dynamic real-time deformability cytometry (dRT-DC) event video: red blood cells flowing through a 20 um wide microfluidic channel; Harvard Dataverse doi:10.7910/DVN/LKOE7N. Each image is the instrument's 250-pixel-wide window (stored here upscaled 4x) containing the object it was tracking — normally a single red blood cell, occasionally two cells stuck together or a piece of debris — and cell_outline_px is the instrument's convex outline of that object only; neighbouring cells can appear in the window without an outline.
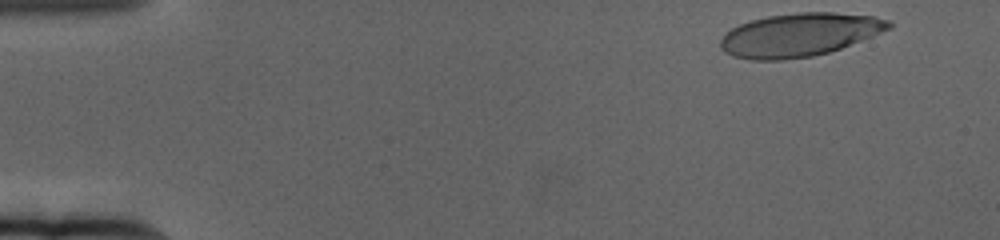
{"species": "human", "species_latin": "Homo sapiens", "temperature_condition": "cold", "stored_images_in_passage": 51, "camera_frame_rate_fps": 3000, "um_per_image_px": 0.085, "donor": {"sex": "female"}, "frame": {"image": 1, "passage_image": 2, "time_ms": 0.333, "image_size_px": [1000, 240], "cell_outline_px": [[892, 28], [872, 36], [840, 48], [828, 52], [812, 56], [780, 60], [748, 60], [732, 56], [724, 52], [720, 48], [720, 40], [732, 28], [740, 24], [752, 20], [768, 16], [800, 12], [832, 12], [872, 16], [888, 20], [892, 24]], "centroid_in_image_um": [67.93, 2.96], "position_along_channel_um": 17.1, "area_um2": 42.25}}
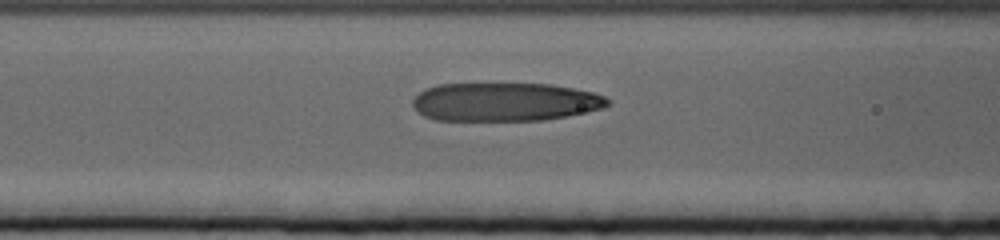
{"frame": {"image": 2, "passage_image": 22, "time_ms": 7.0, "image_size_px": [1000, 240], "cell_outline_px": [[612, 104], [604, 108], [544, 120], [436, 120], [424, 116], [412, 104], [412, 100], [424, 88], [436, 84], [552, 84], [592, 92], [604, 96], [612, 100]], "centroid_in_image_um": [42.94, 8.66], "position_along_channel_um": 123.7, "area_um2": 43.7}}
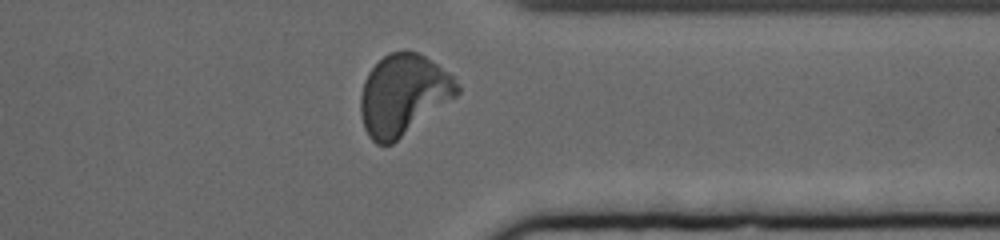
{"frame": {"image": 3, "passage_image": 45, "time_ms": 14.667, "image_size_px": [1000, 240], "cell_outline_px": [[460, 92], [456, 96], [392, 144], [376, 144], [368, 136], [364, 128], [360, 112], [360, 96], [364, 80], [368, 72], [388, 52], [404, 48], [416, 52], [424, 56], [456, 76], [460, 84]], "centroid_in_image_um": [34.28, 8.02], "position_along_channel_um": 377.1, "area_um2": 45.72}, "authors_computed_cell_mechanics": {"area_um2": 44.3904, "velocity_mm_per_s": 3.3508, "shape_relaxation_time_tau1_ms": 4.6096, "shape_relaxation_time_tau2_ms": 0.7732, "deformation_change_tau1": 0.2487, "deformation_change_tau2": 0.0815}}